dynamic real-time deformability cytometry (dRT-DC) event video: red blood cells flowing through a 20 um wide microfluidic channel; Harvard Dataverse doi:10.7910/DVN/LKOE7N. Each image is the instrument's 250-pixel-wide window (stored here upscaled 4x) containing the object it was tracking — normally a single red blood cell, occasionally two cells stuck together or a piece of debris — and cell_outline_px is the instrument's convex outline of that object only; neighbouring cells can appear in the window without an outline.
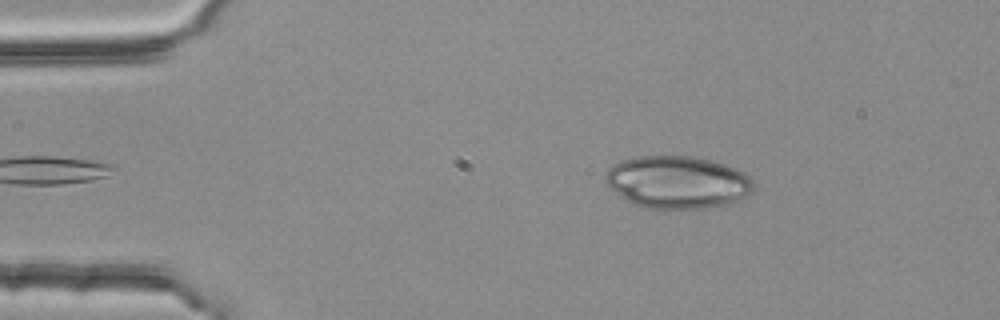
{"species": "common noctule bat (a hibernating species)", "species_latin": "Nyctalus noctula", "temperature_condition": "room temperature", "stored_images_in_passage": 3, "camera_frame_rate_fps": 3000, "um_per_image_px": 0.085, "animal": {"sex": "female", "body_mass_g": 25.1}, "frame": {"image": 1, "passage_image": 1, "time_ms": 0.0, "image_size_px": [1000, 320], "cell_outline_px": [[756, 184], [752, 192], [736, 200], [724, 204], [704, 208], [648, 208], [632, 204], [620, 196], [604, 180], [604, 176], [608, 168], [620, 160], [636, 156], [696, 156], [712, 160], [724, 164], [744, 172]], "centroid_in_image_um": [57.56, 15.46], "position_along_channel_um": 27.4, "area_um2": 45.32}}